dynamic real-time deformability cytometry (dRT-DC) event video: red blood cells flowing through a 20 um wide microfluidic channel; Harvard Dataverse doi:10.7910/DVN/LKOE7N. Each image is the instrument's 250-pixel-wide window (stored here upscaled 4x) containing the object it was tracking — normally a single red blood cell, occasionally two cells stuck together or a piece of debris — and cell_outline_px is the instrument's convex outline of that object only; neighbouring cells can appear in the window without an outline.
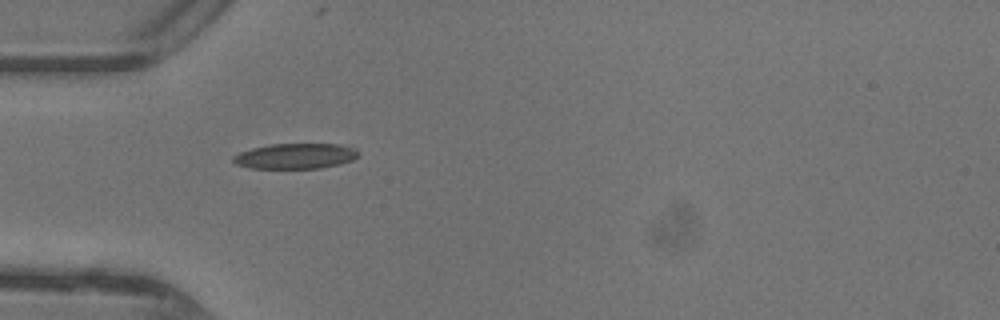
{"species": "common noctule bat (a hibernating species)", "species_latin": "Nyctalus noctula", "temperature_condition": "warm", "stored_images_in_passage": 33, "camera_frame_rate_fps": 3000, "um_per_image_px": 0.085, "animal": {"sex": "female"}, "frame": {"image": 1, "passage_image": 1, "time_ms": 0.0, "image_size_px": [1000, 320], "cell_outline_px": [[360, 156], [352, 160], [340, 164], [320, 168], [252, 168], [236, 164], [232, 160], [232, 156], [240, 152], [252, 148], [272, 144], [340, 144], [356, 148], [360, 152]], "centroid_in_image_um": [25.16, 13.26], "position_along_channel_um": 59.8, "area_um2": 18.61}}
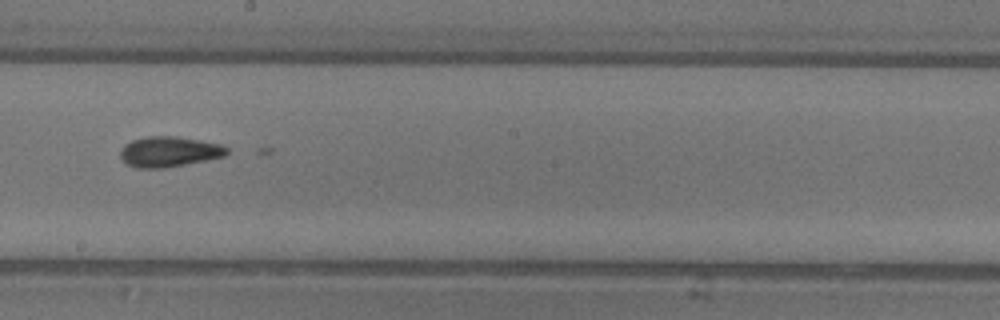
{"frame": {"image": 2, "passage_image": 13, "time_ms": 4.0, "image_size_px": [1000, 320], "cell_outline_px": [[228, 152], [224, 156], [164, 168], [136, 168], [124, 164], [120, 156], [120, 148], [124, 144], [132, 140], [148, 136], [176, 136], [224, 144], [228, 148]], "centroid_in_image_um": [14.34, 12.89], "position_along_channel_um": 233.9, "area_um2": 19.02}}
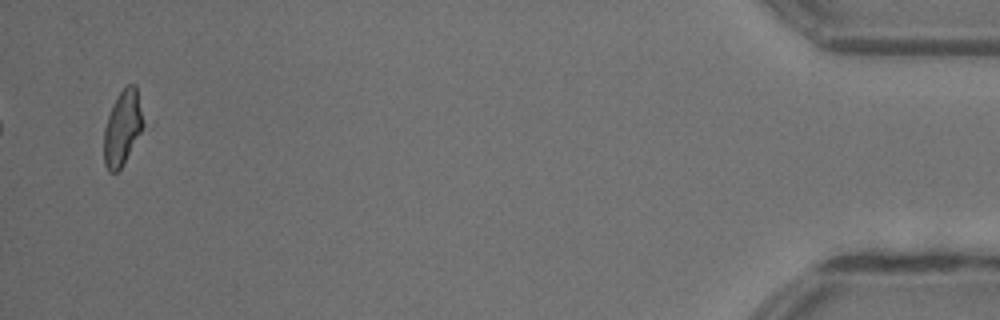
{"frame": {"image": 3, "passage_image": 32, "time_ms": 10.333, "image_size_px": [1000, 320], "cell_outline_px": [[144, 124], [140, 132], [120, 168], [116, 172], [108, 172], [104, 164], [104, 128], [112, 104], [120, 92], [128, 84], [136, 84]], "centroid_in_image_um": [10.39, 10.84], "position_along_channel_um": 424.8, "area_um2": 16.76}}